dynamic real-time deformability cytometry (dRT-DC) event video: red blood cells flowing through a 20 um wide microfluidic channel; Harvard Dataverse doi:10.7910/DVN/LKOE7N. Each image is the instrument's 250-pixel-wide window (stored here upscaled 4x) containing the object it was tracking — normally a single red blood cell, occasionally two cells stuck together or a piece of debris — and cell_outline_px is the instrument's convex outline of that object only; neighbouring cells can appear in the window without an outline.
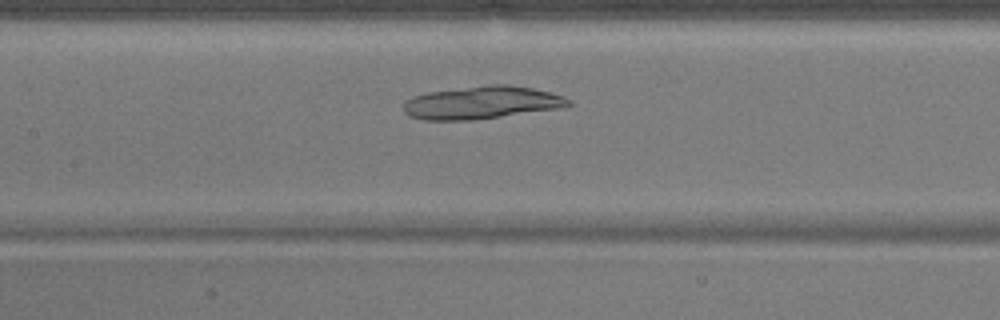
{"species": "common noctule bat (a hibernating species)", "species_latin": "Nyctalus noctula", "temperature_condition": "warm", "stored_images_in_passage": 39, "camera_frame_rate_fps": 3000, "um_per_image_px": 0.085, "animal": {"sex": "male", "body_mass_g": 17.9}, "frame": {"image": 1, "passage_image": 11, "time_ms": 3.333, "image_size_px": [1000, 320], "cell_outline_px": [[572, 104], [568, 108], [472, 120], [424, 120], [408, 116], [404, 112], [404, 100], [412, 96], [428, 92], [492, 84], [508, 84], [532, 88], [564, 96], [572, 100]], "centroid_in_image_um": [41.0, 8.73], "position_along_channel_um": 166.4, "area_um2": 31.91}}
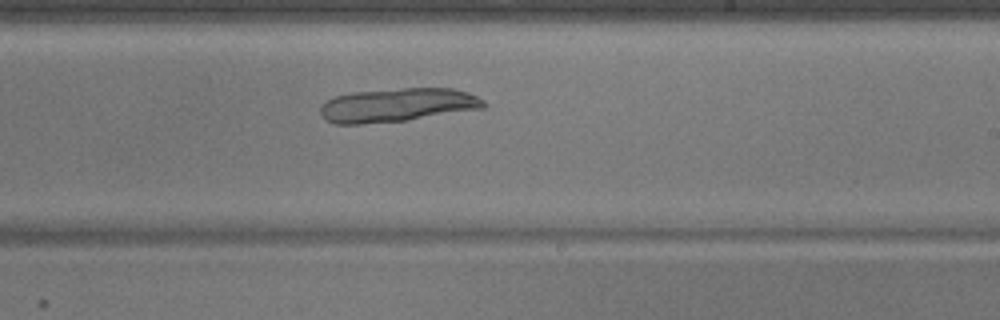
{"frame": {"image": 2, "passage_image": 18, "time_ms": 5.667, "image_size_px": [1000, 320], "cell_outline_px": [[488, 104], [484, 108], [408, 120], [360, 124], [336, 124], [324, 120], [320, 112], [320, 108], [328, 100], [336, 96], [352, 92], [404, 88], [452, 88], [468, 92], [484, 100]], "centroid_in_image_um": [33.8, 8.93], "position_along_channel_um": 255.2, "area_um2": 32.08}}
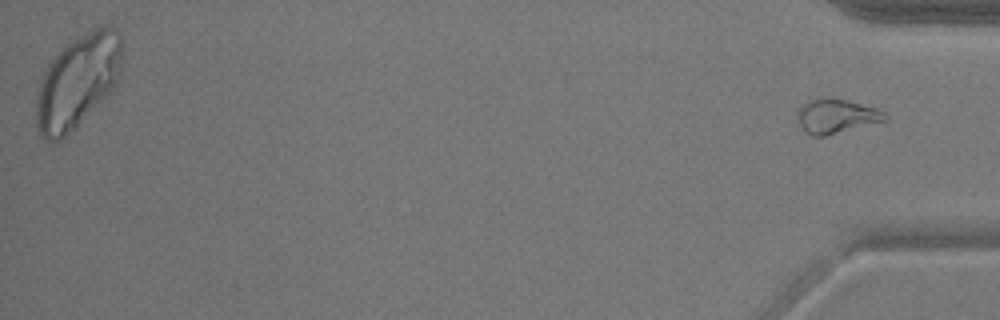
{"frame": {"image": 3, "passage_image": 39, "time_ms": 12.667, "image_size_px": [1000, 320], "cell_outline_px": [[888, 120], [824, 136], [812, 136], [804, 132], [800, 124], [796, 112], [800, 104], [808, 100], [824, 96], [828, 96], [848, 100], [876, 108], [884, 112], [888, 116]], "centroid_in_image_um": [71.05, 9.84], "position_along_channel_um": 364.2, "area_um2": 17.86}}